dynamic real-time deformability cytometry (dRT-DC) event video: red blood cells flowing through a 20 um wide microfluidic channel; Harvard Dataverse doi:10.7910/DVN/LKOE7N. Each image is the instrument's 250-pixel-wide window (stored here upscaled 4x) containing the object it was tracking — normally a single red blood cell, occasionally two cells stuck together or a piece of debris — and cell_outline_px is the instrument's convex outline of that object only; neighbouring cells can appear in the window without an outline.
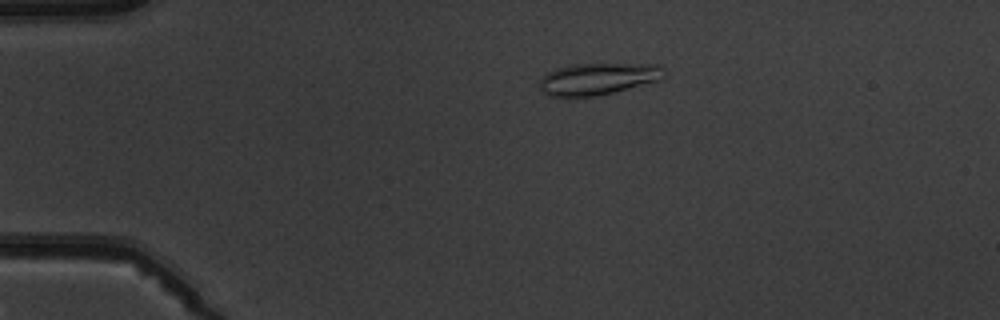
{"species": "common noctule bat (a hibernating species)", "species_latin": "Nyctalus noctula", "temperature_condition": "warm", "stored_images_in_passage": 6, "camera_frame_rate_fps": 3000, "um_per_image_px": 0.085, "animal": {"sex": "male", "body_mass_g": 19.5, "forearm_length_mm": 54.6}, "frame": {"image": 1, "passage_image": 3, "time_ms": 3.333, "image_size_px": [1000, 320], "cell_outline_px": [[668, 72], [660, 80], [612, 92], [592, 96], [548, 96], [540, 88], [540, 80], [548, 72], [556, 68], [572, 64], [656, 64], [664, 68]], "centroid_in_image_um": [50.85, 6.68], "position_along_channel_um": 34.1, "area_um2": 22.89}}
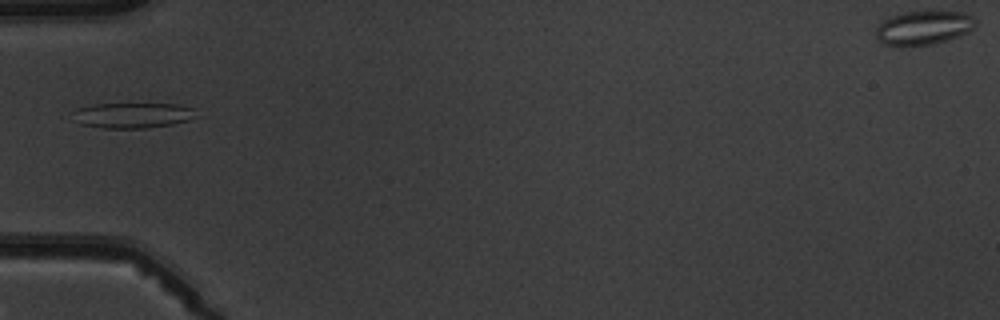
{"frame": {"image": 2, "passage_image": 5, "time_ms": 5.667, "image_size_px": [1000, 320], "cell_outline_px": [[200, 116], [188, 120], [172, 124], [144, 128], [100, 128], [80, 124], [76, 120], [76, 108], [92, 104], [180, 104], [196, 108]], "centroid_in_image_um": [11.38, 9.79], "position_along_channel_um": 73.6, "area_um2": 18.38}}
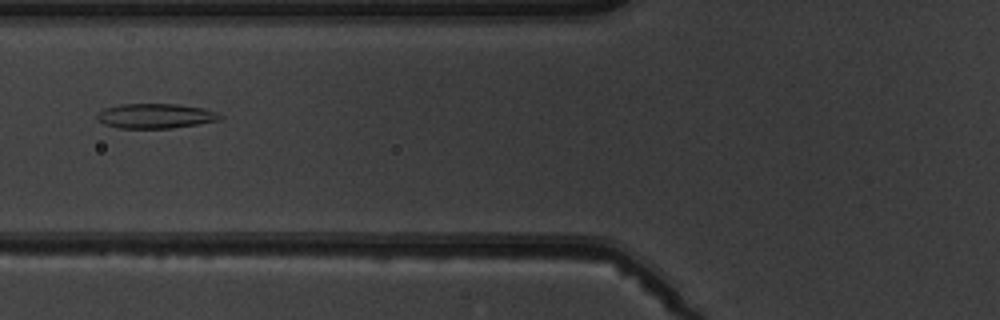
{"frame": {"image": 3, "passage_image": 6, "time_ms": 6.667, "image_size_px": [1000, 320], "cell_outline_px": [[224, 116], [220, 120], [172, 128], [120, 128], [104, 124], [96, 116], [104, 108], [120, 104], [176, 104], [204, 108], [216, 112]], "centroid_in_image_um": [13.24, 9.85], "position_along_channel_um": 112.6, "area_um2": 17.63}}